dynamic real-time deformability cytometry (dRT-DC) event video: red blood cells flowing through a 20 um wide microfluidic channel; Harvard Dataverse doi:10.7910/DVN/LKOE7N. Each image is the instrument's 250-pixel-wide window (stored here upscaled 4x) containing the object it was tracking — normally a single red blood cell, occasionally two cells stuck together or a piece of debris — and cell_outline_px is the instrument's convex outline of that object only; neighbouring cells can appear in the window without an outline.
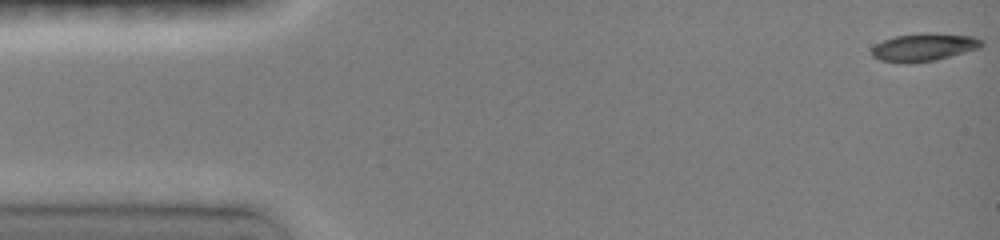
{"species": "common noctule bat (a hibernating species)", "species_latin": "Nyctalus noctula", "temperature_condition": "room temperature", "stored_images_in_passage": 47, "camera_frame_rate_fps": 3000, "um_per_image_px": 0.085, "animal": {"sex": "female", "body_mass_g": 19.0, "forearm_length_mm": 51.5}, "frame": {"image": 1, "passage_image": 1, "time_ms": 0.0, "image_size_px": [1000, 240], "cell_outline_px": [[984, 44], [980, 48], [936, 60], [880, 60], [872, 56], [872, 48], [876, 44], [884, 40], [896, 36], [920, 32], [932, 32], [972, 36], [984, 40]], "centroid_in_image_um": [78.62, 3.95], "position_along_channel_um": 6.4, "area_um2": 17.28}}
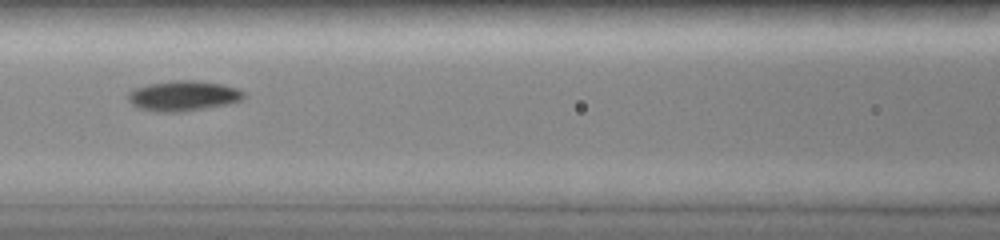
{"frame": {"image": 2, "passage_image": 18, "time_ms": 6.667, "image_size_px": [1000, 240], "cell_outline_px": [[244, 96], [240, 100], [228, 104], [180, 112], [156, 112], [140, 108], [132, 104], [128, 100], [128, 92], [136, 88], [148, 84], [172, 80], [196, 80], [224, 84], [236, 88], [244, 92]], "centroid_in_image_um": [15.56, 8.14], "position_along_channel_um": 151.0, "area_um2": 20.35}}
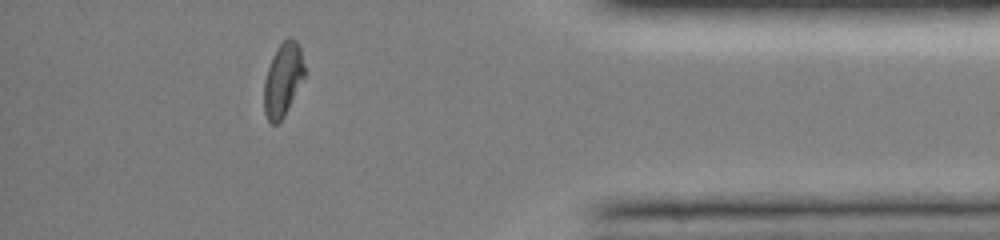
{"frame": {"image": 3, "passage_image": 43, "time_ms": 13.667, "image_size_px": [1000, 240], "cell_outline_px": [[304, 76], [284, 116], [276, 124], [272, 124], [268, 120], [264, 112], [264, 80], [272, 56], [280, 44], [288, 36], [296, 40], [300, 48], [304, 64]], "centroid_in_image_um": [24.03, 6.75], "position_along_channel_um": 411.2, "area_um2": 17.05}, "authors_computed_cell_mechanics": {"area_um2": 18.4382, "velocity_mm_per_s": 4.0357, "shape_relaxation_time_tau1_ms": 4.6864, "shape_relaxation_time_tau2_ms": 3.2649, "deformation_change_tau1": 0.187, "deformation_change_tau2": 0.057}}